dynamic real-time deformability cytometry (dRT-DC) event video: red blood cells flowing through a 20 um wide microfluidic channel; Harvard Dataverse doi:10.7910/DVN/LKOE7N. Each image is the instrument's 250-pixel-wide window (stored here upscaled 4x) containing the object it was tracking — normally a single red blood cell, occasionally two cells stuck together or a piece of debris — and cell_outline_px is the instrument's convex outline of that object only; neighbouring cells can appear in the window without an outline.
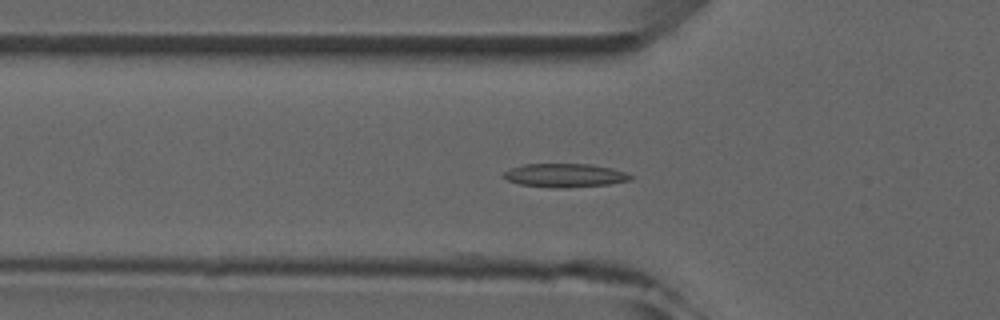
{"species": "common noctule bat (a hibernating species)", "species_latin": "Nyctalus noctula", "temperature_condition": "room temperature", "stored_images_in_passage": 6, "camera_frame_rate_fps": 3000, "um_per_image_px": 0.085, "animal": {"sex": "male", "forearm_length_mm": 52.5}, "frame": {"image": 1, "passage_image": 5, "time_ms": 4.667, "image_size_px": [1000, 320], "cell_outline_px": [[636, 176], [632, 180], [608, 184], [568, 188], [552, 188], [520, 184], [508, 180], [500, 176], [508, 168], [524, 164], [588, 164], [612, 168]], "centroid_in_image_um": [48.0, 14.91], "position_along_channel_um": 77.8, "area_um2": 17.69}}
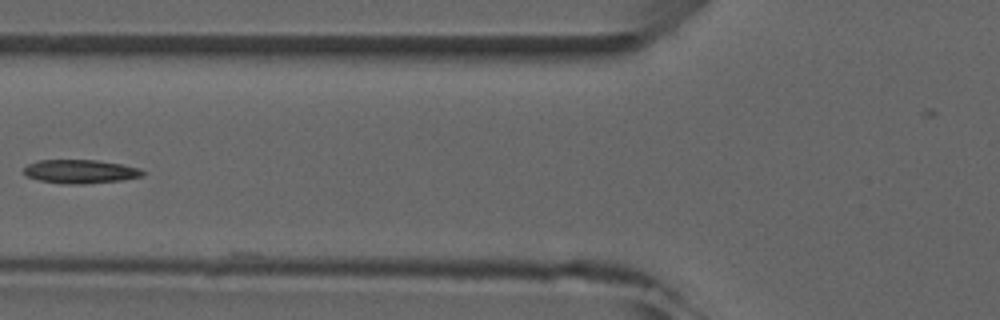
{"frame": {"image": 2, "passage_image": 6, "time_ms": 5.667, "image_size_px": [1000, 320], "cell_outline_px": [[144, 176], [120, 180], [84, 184], [64, 184], [40, 180], [28, 176], [24, 172], [24, 168], [28, 164], [40, 160], [96, 160], [120, 164], [140, 168], [144, 172]], "centroid_in_image_um": [6.84, 14.58], "position_along_channel_um": 119.0, "area_um2": 16.24}}